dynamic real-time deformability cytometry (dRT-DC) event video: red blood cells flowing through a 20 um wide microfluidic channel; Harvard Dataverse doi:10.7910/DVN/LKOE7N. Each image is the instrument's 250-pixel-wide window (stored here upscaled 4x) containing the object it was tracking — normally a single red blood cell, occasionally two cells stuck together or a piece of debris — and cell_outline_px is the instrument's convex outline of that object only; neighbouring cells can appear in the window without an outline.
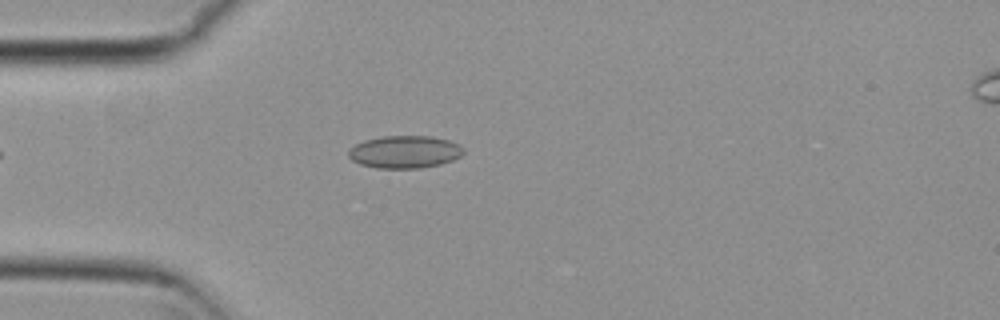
{"species": "common noctule bat (a hibernating species)", "species_latin": "Nyctalus noctula", "temperature_condition": "cold", "stored_images_in_passage": 36, "camera_frame_rate_fps": 3000, "um_per_image_px": 0.085, "animal": {"sex": "female", "body_mass_g": 29.2, "forearm_length_mm": 56.3}, "frame": {"image": 1, "passage_image": 1, "time_ms": 0.0, "image_size_px": [1000, 320], "cell_outline_px": [[464, 152], [460, 156], [452, 160], [440, 164], [420, 168], [376, 168], [360, 164], [352, 160], [348, 156], [348, 148], [364, 140], [384, 136], [432, 136], [448, 140], [460, 144], [464, 148]], "centroid_in_image_um": [34.39, 12.91], "position_along_channel_um": 50.6, "area_um2": 21.91}}
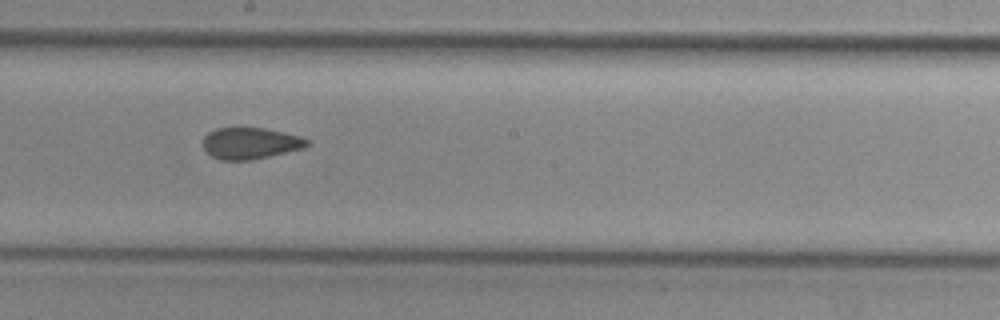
{"frame": {"image": 2, "passage_image": 16, "time_ms": 5.0, "image_size_px": [1000, 320], "cell_outline_px": [[308, 144], [304, 148], [252, 160], [220, 160], [212, 156], [204, 148], [204, 136], [208, 132], [216, 128], [264, 128], [284, 132], [300, 136], [308, 140]], "centroid_in_image_um": [21.28, 12.18], "position_along_channel_um": 226.9, "area_um2": 18.96}}
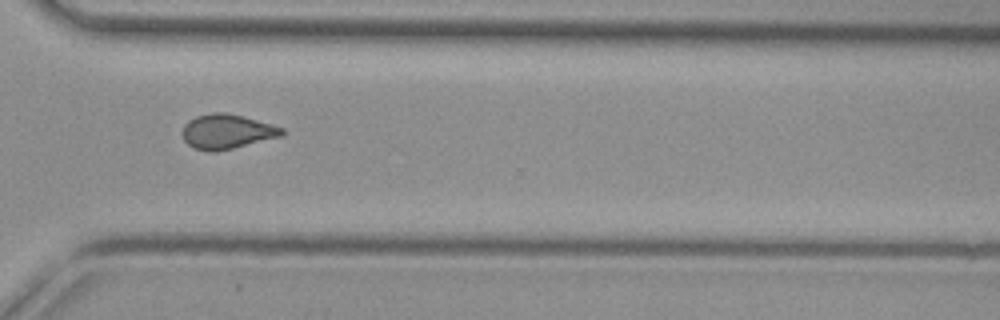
{"frame": {"image": 3, "passage_image": 26, "time_ms": 8.333, "image_size_px": [1000, 320], "cell_outline_px": [[284, 132], [280, 136], [216, 152], [208, 152], [192, 148], [184, 140], [184, 124], [188, 120], [196, 116], [212, 112], [224, 112], [244, 116], [284, 128]], "centroid_in_image_um": [19.25, 11.18], "position_along_channel_um": 351.3, "area_um2": 19.94}, "authors_computed_cell_mechanics": {"area_um2": 19.7676, "velocity_mm_per_s": 3.7327, "shape_relaxation_time_tau1_ms": null, "shape_relaxation_time_tau2_ms": 2.6952, "deformation_change_tau1": null, "deformation_change_tau2": 0.0781}}